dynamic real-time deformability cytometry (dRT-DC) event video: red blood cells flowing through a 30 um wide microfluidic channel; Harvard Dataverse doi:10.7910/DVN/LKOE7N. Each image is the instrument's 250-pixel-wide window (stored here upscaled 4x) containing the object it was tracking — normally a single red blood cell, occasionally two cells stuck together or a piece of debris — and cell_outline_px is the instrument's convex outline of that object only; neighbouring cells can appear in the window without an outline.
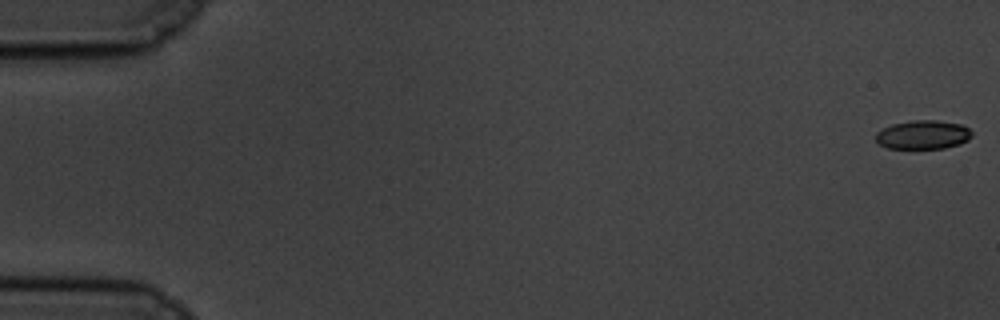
{"species": "common noctule bat (a hibernating species)", "species_latin": "Nyctalus noctula", "temperature_condition": "cold", "stored_images_in_passage": 16, "camera_frame_rate_fps": 3000, "um_per_image_px": 0.085, "animal": {"sex": "male", "body_mass_g": 19.5, "forearm_length_mm": 54.6}, "frame": {"image": 1, "passage_image": 1, "time_ms": 0.0, "image_size_px": [1000, 320], "cell_outline_px": [[972, 136], [968, 140], [960, 144], [944, 148], [888, 148], [880, 144], [876, 140], [876, 132], [892, 124], [912, 120], [936, 120], [960, 124], [968, 128], [972, 132]], "centroid_in_image_um": [78.47, 11.45], "position_along_channel_um": 6.5, "area_um2": 16.07}}
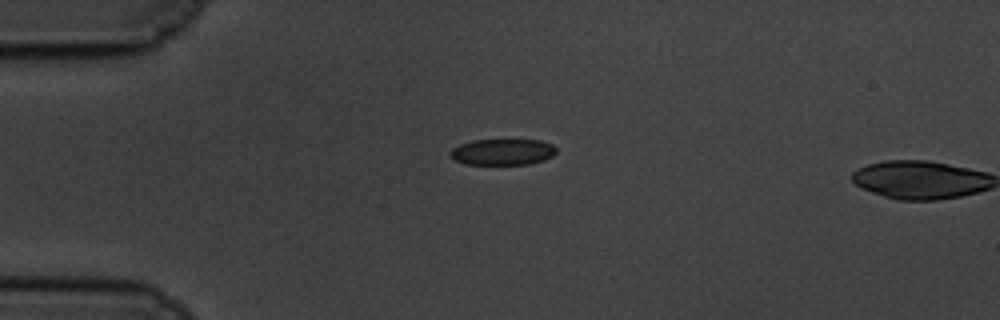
{"frame": {"image": 2, "passage_image": 15, "time_ms": 4.667, "image_size_px": [1000, 320], "cell_outline_px": [[556, 152], [552, 156], [544, 160], [528, 164], [464, 164], [452, 160], [448, 156], [448, 152], [452, 148], [460, 144], [472, 140], [540, 140], [552, 144], [556, 148]], "centroid_in_image_um": [42.66, 12.92], "position_along_channel_um": 42.3, "area_um2": 16.36}}